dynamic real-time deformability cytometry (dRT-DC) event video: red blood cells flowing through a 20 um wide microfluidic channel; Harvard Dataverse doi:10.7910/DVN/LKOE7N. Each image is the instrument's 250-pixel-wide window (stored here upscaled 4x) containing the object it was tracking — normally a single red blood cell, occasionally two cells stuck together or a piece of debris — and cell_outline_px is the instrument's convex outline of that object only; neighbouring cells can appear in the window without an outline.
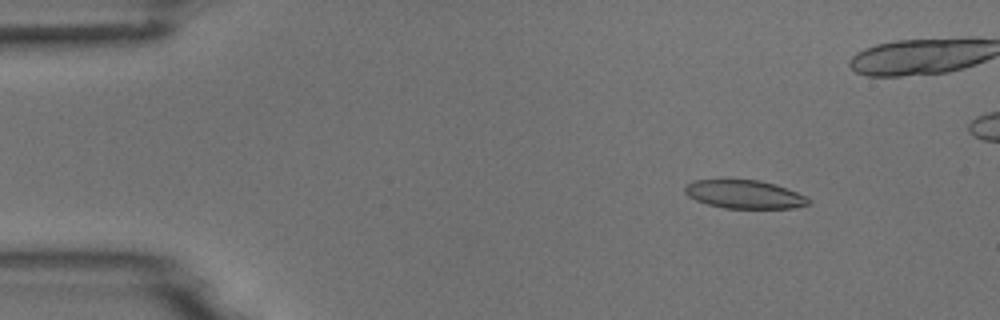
{"species": "common noctule bat (a hibernating species)", "species_latin": "Nyctalus noctula", "temperature_condition": "room temperature", "stored_images_in_passage": 6, "camera_frame_rate_fps": 3000, "um_per_image_px": 0.085, "animal": {"sex": "male", "body_mass_g": 18.8}, "frame": {"image": 1, "passage_image": 3, "time_ms": 2.0, "image_size_px": [1000, 320], "cell_outline_px": [[812, 204], [792, 208], [724, 208], [708, 204], [696, 200], [688, 196], [684, 192], [684, 184], [692, 180], [760, 180], [776, 184], [796, 192], [812, 200]], "centroid_in_image_um": [63.27, 16.52], "position_along_channel_um": 21.7, "area_um2": 20.52}}